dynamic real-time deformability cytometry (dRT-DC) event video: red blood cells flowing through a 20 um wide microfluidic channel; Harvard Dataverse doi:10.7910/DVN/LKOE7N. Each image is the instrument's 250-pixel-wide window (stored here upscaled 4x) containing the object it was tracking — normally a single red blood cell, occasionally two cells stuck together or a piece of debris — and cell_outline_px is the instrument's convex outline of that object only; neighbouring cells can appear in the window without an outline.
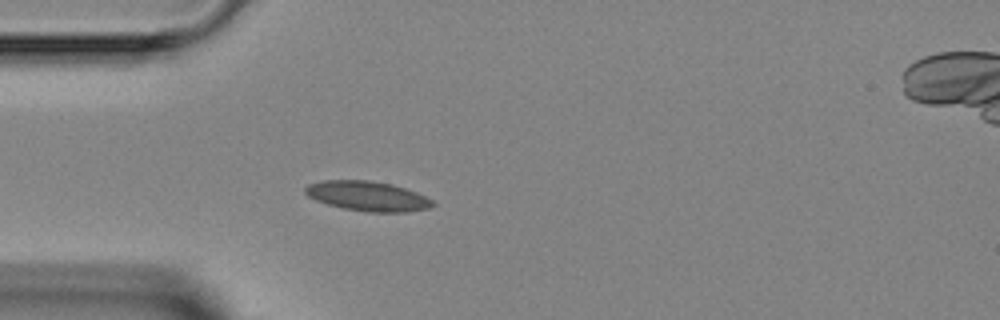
{"species": "Egyptian fruit bat (a non-hibernating species)", "species_latin": "Rousettus aegyptiacus", "temperature_condition": "room temperature", "stored_images_in_passage": 2, "camera_frame_rate_fps": 3000, "um_per_image_px": 0.085, "animal": {"sex": "female"}, "frame": {"image": 1, "passage_image": 2, "time_ms": 2.667, "image_size_px": [1000, 320], "cell_outline_px": [[436, 204], [428, 208], [404, 212], [368, 212], [344, 208], [328, 204], [316, 200], [308, 196], [304, 192], [304, 188], [308, 184], [324, 180], [368, 180], [392, 184], [416, 192], [432, 200]], "centroid_in_image_um": [31.22, 16.66], "position_along_channel_um": 53.8, "area_um2": 21.96}}